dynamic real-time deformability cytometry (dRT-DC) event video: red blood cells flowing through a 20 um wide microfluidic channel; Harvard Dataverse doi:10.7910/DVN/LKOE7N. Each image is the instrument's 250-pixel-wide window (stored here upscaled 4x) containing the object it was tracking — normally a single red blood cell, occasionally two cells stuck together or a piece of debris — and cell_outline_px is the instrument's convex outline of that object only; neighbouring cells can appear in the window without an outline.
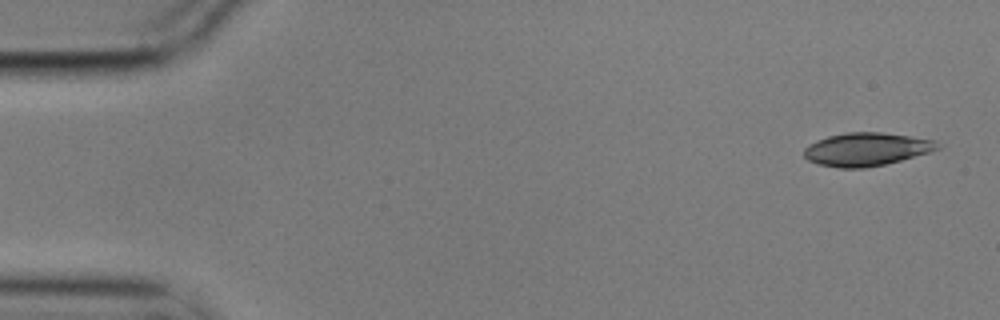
{"species": "common noctule bat (a hibernating species)", "species_latin": "Nyctalus noctula", "temperature_condition": "cold", "stored_images_in_passage": 3, "camera_frame_rate_fps": 3000, "um_per_image_px": 0.085, "animal": {"sex": "male", "body_mass_g": 17.9}, "frame": {"image": 1, "passage_image": 1, "time_ms": 0.0, "image_size_px": [1000, 320], "cell_outline_px": [[940, 148], [928, 152], [900, 160], [884, 164], [864, 168], [840, 168], [820, 164], [808, 160], [804, 156], [804, 148], [808, 144], [816, 140], [828, 136], [844, 132], [880, 132], [936, 140]], "centroid_in_image_um": [73.6, 12.68], "position_along_channel_um": 11.4, "area_um2": 25.61}}